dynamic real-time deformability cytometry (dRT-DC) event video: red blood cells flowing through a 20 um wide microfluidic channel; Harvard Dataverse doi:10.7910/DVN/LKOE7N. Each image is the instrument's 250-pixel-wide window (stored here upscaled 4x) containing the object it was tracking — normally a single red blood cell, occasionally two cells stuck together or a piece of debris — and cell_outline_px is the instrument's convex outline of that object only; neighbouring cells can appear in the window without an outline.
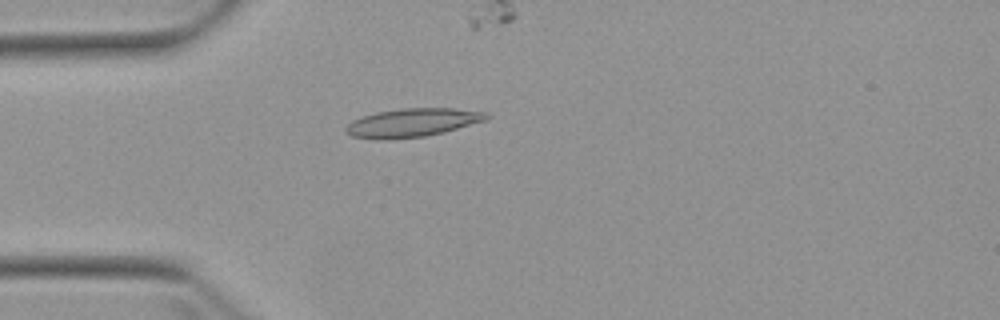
{"species": "Egyptian fruit bat (a non-hibernating species)", "species_latin": "Rousettus aegyptiacus", "temperature_condition": "warm", "stored_images_in_passage": 4, "camera_frame_rate_fps": 3000, "um_per_image_px": 0.085, "animal": {"sex": "female"}, "frame": {"image": 1, "passage_image": 4, "time_ms": 3.667, "image_size_px": [1000, 320], "cell_outline_px": [[492, 116], [488, 120], [444, 132], [424, 136], [388, 140], [380, 140], [352, 136], [344, 132], [344, 128], [352, 120], [360, 116], [376, 112], [400, 108], [452, 108], [488, 112]], "centroid_in_image_um": [35.06, 10.42], "position_along_channel_um": 49.9, "area_um2": 23.76}}